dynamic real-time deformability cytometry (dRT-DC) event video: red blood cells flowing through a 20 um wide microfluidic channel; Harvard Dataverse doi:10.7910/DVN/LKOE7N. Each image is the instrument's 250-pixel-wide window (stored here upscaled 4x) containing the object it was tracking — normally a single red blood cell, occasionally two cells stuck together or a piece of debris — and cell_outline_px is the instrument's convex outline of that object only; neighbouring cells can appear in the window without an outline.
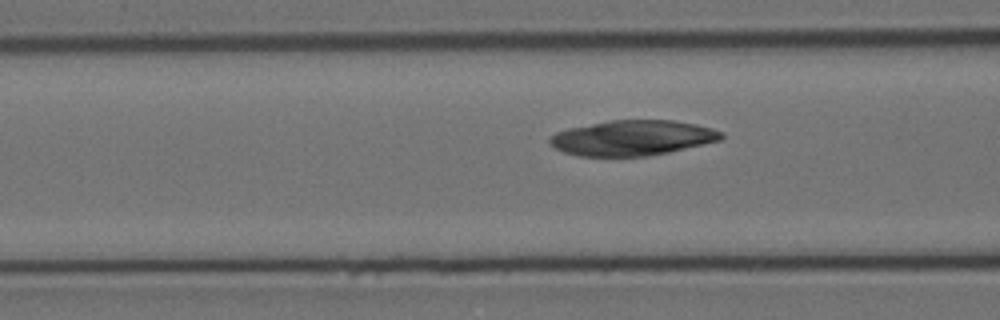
{"species": "Egyptian fruit bat (a non-hibernating species)", "species_latin": "Rousettus aegyptiacus", "temperature_condition": "cold", "stored_images_in_passage": 28, "camera_frame_rate_fps": 3000, "um_per_image_px": 0.085, "animal": {"sex": "female"}, "frame": {"image": 1, "passage_image": 5, "time_ms": 1.333, "image_size_px": [1000, 320], "cell_outline_px": [[724, 136], [720, 140], [704, 144], [668, 152], [648, 156], [580, 156], [564, 152], [556, 148], [548, 140], [556, 132], [568, 128], [612, 120], [672, 120], [696, 124], [712, 128], [724, 132]], "centroid_in_image_um": [53.79, 11.72], "position_along_channel_um": 112.8, "area_um2": 35.03}}
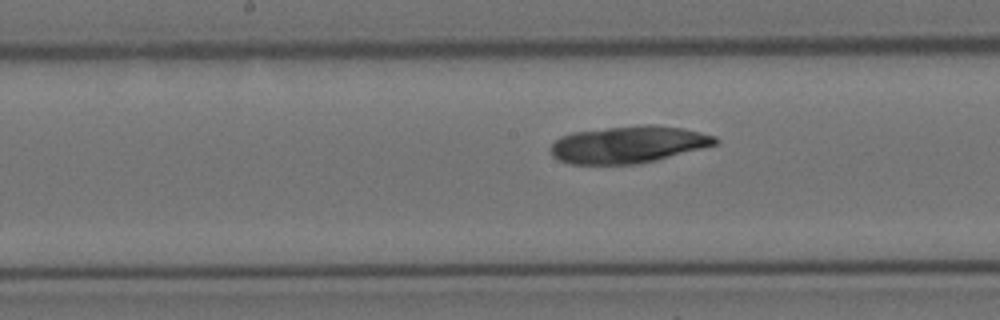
{"frame": {"image": 2, "passage_image": 12, "time_ms": 3.667, "image_size_px": [1000, 320], "cell_outline_px": [[720, 140], [716, 144], [656, 160], [640, 164], [568, 164], [552, 156], [552, 144], [560, 136], [572, 132], [640, 124], [656, 124], [680, 128], [700, 132], [716, 136]], "centroid_in_image_um": [53.4, 12.28], "position_along_channel_um": 194.8, "area_um2": 35.49}}
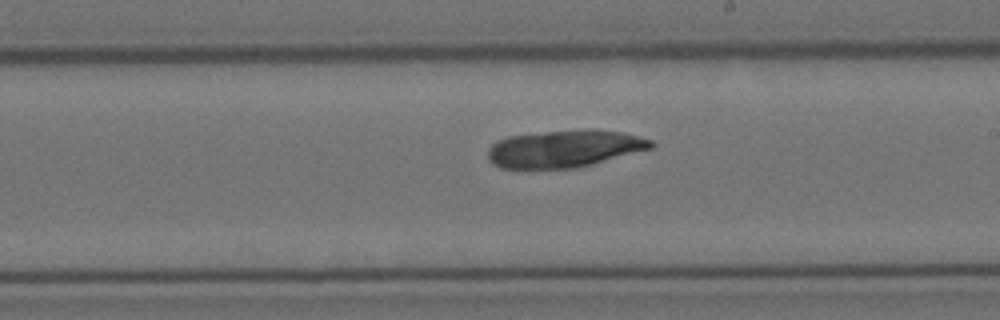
{"frame": {"image": 3, "passage_image": 16, "time_ms": 5.0, "image_size_px": [1000, 320], "cell_outline_px": [[656, 144], [652, 148], [592, 164], [576, 168], [500, 168], [492, 164], [488, 156], [488, 148], [496, 140], [508, 136], [588, 128], [624, 132], [652, 140]], "centroid_in_image_um": [47.98, 12.63], "position_along_channel_um": 241.0, "area_um2": 35.49}}